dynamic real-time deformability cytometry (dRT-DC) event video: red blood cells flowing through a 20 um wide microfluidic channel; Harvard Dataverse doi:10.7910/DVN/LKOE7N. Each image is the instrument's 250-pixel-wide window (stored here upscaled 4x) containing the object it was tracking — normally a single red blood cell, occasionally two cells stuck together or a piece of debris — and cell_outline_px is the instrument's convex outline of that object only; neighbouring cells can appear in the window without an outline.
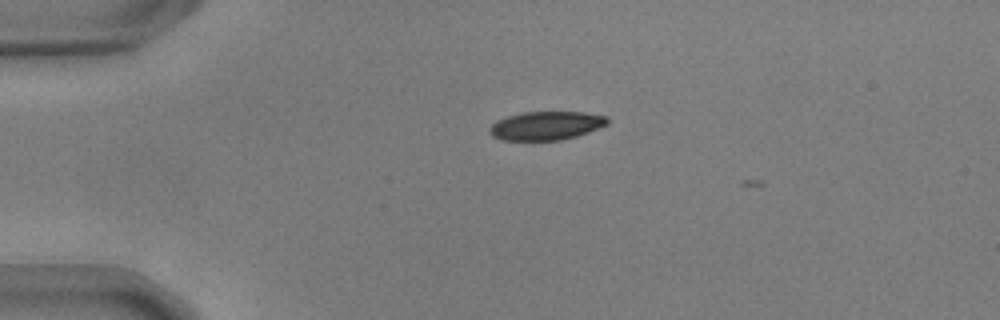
{"species": "common noctule bat (a hibernating species)", "species_latin": "Nyctalus noctula", "temperature_condition": "warm", "stored_images_in_passage": 3, "camera_frame_rate_fps": 3000, "um_per_image_px": 0.085, "animal": {"sex": "male", "body_mass_g": 17.9, "forearm_length_mm": 54.2}, "frame": {"image": 1, "passage_image": 1, "time_ms": 0.0, "image_size_px": [1000, 320], "cell_outline_px": [[608, 124], [588, 132], [576, 136], [560, 140], [500, 140], [492, 136], [488, 132], [488, 128], [496, 120], [508, 116], [524, 112], [584, 112], [608, 116]], "centroid_in_image_um": [46.4, 10.68], "position_along_channel_um": 38.6, "area_um2": 19.71}}